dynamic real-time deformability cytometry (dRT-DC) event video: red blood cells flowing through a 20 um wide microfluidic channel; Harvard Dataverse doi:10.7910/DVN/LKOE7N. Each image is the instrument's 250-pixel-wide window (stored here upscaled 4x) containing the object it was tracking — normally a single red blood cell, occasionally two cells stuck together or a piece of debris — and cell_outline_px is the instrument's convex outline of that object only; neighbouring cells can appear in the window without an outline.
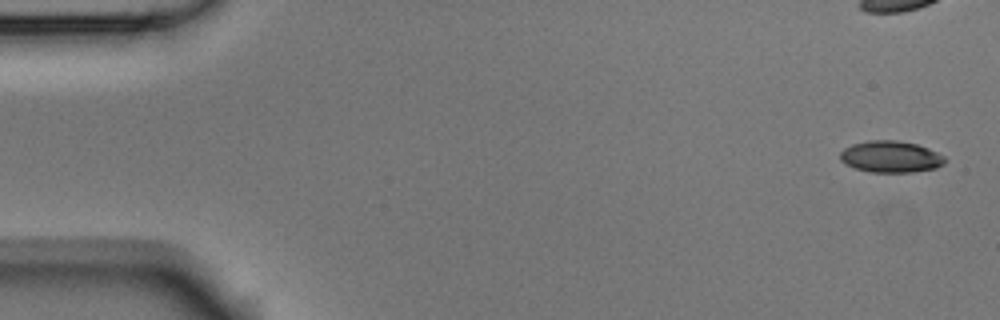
{"species": "Egyptian fruit bat (a non-hibernating species)", "species_latin": "Rousettus aegyptiacus", "temperature_condition": "room temperature", "stored_images_in_passage": 5, "camera_frame_rate_fps": 3000, "um_per_image_px": 0.085, "animal": {"sex": "male"}, "frame": {"image": 1, "passage_image": 1, "time_ms": 0.0, "image_size_px": [1000, 320], "cell_outline_px": [[944, 164], [936, 168], [912, 172], [872, 172], [856, 168], [844, 164], [840, 160], [840, 152], [844, 148], [852, 144], [868, 140], [896, 140], [916, 144], [928, 148], [944, 156]], "centroid_in_image_um": [75.68, 13.32], "position_along_channel_um": 9.3, "area_um2": 19.25}}